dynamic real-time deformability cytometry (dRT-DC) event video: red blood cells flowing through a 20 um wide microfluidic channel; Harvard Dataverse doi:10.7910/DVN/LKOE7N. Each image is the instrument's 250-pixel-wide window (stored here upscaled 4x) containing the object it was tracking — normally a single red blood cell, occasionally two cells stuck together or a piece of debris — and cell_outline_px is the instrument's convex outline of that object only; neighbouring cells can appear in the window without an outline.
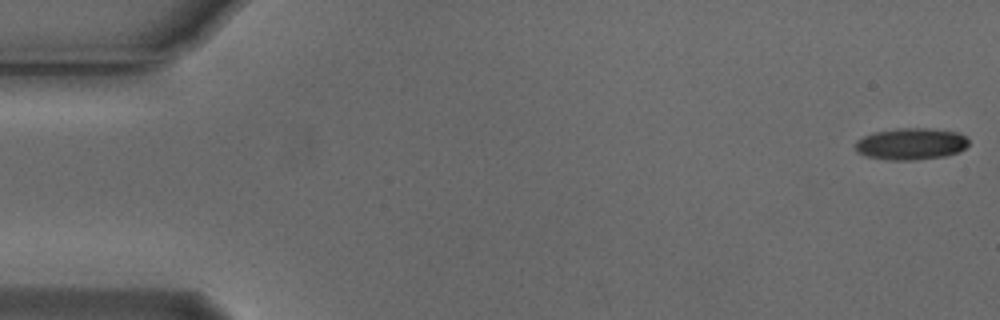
{"species": "Egyptian fruit bat (a non-hibernating species)", "species_latin": "Rousettus aegyptiacus", "temperature_condition": "cold", "stored_images_in_passage": 16, "camera_frame_rate_fps": 3000, "um_per_image_px": 0.085, "animal": {"sex": "male"}, "frame": {"image": 1, "passage_image": 1, "time_ms": 0.0, "image_size_px": [1000, 320], "cell_outline_px": [[968, 144], [960, 152], [944, 156], [916, 160], [888, 160], [864, 156], [856, 152], [856, 140], [864, 136], [876, 132], [900, 128], [928, 128], [956, 132], [964, 136], [968, 140]], "centroid_in_image_um": [77.41, 12.24], "position_along_channel_um": 7.6, "area_um2": 20.92}}